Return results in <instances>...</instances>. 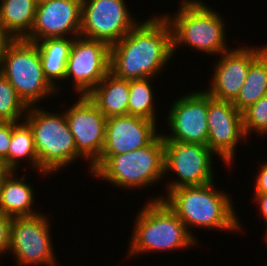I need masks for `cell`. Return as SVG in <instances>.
<instances>
[{
	"label": "cell",
	"instance_id": "1",
	"mask_svg": "<svg viewBox=\"0 0 267 266\" xmlns=\"http://www.w3.org/2000/svg\"><path fill=\"white\" fill-rule=\"evenodd\" d=\"M173 56L171 27L157 14L110 46V73L125 80L154 78Z\"/></svg>",
	"mask_w": 267,
	"mask_h": 266
},
{
	"label": "cell",
	"instance_id": "2",
	"mask_svg": "<svg viewBox=\"0 0 267 266\" xmlns=\"http://www.w3.org/2000/svg\"><path fill=\"white\" fill-rule=\"evenodd\" d=\"M214 184L213 181L200 186L179 187L166 193V196L159 195L148 200H163L190 234L193 227L241 232L242 221H239L229 193L217 190Z\"/></svg>",
	"mask_w": 267,
	"mask_h": 266
},
{
	"label": "cell",
	"instance_id": "3",
	"mask_svg": "<svg viewBox=\"0 0 267 266\" xmlns=\"http://www.w3.org/2000/svg\"><path fill=\"white\" fill-rule=\"evenodd\" d=\"M134 223L127 257L194 247L197 237L163 200H147ZM196 238V239H195Z\"/></svg>",
	"mask_w": 267,
	"mask_h": 266
},
{
	"label": "cell",
	"instance_id": "4",
	"mask_svg": "<svg viewBox=\"0 0 267 266\" xmlns=\"http://www.w3.org/2000/svg\"><path fill=\"white\" fill-rule=\"evenodd\" d=\"M180 1L175 14H163L172 30L173 55L182 46L218 56L231 49L226 41V21L216 9L202 0Z\"/></svg>",
	"mask_w": 267,
	"mask_h": 266
},
{
	"label": "cell",
	"instance_id": "5",
	"mask_svg": "<svg viewBox=\"0 0 267 266\" xmlns=\"http://www.w3.org/2000/svg\"><path fill=\"white\" fill-rule=\"evenodd\" d=\"M91 176L126 190L145 189L165 177L164 139L160 133L149 145L128 153L100 157Z\"/></svg>",
	"mask_w": 267,
	"mask_h": 266
},
{
	"label": "cell",
	"instance_id": "6",
	"mask_svg": "<svg viewBox=\"0 0 267 266\" xmlns=\"http://www.w3.org/2000/svg\"><path fill=\"white\" fill-rule=\"evenodd\" d=\"M38 107L29 106L24 121L33 132L38 172L51 176L81 157L77 154L64 111L53 113Z\"/></svg>",
	"mask_w": 267,
	"mask_h": 266
},
{
	"label": "cell",
	"instance_id": "7",
	"mask_svg": "<svg viewBox=\"0 0 267 266\" xmlns=\"http://www.w3.org/2000/svg\"><path fill=\"white\" fill-rule=\"evenodd\" d=\"M0 72L28 107L56 95L57 90L43 74L40 53L35 42L25 38L14 39L3 56Z\"/></svg>",
	"mask_w": 267,
	"mask_h": 266
},
{
	"label": "cell",
	"instance_id": "8",
	"mask_svg": "<svg viewBox=\"0 0 267 266\" xmlns=\"http://www.w3.org/2000/svg\"><path fill=\"white\" fill-rule=\"evenodd\" d=\"M48 216L13 217L10 254L18 266H56L57 258L51 239Z\"/></svg>",
	"mask_w": 267,
	"mask_h": 266
},
{
	"label": "cell",
	"instance_id": "9",
	"mask_svg": "<svg viewBox=\"0 0 267 266\" xmlns=\"http://www.w3.org/2000/svg\"><path fill=\"white\" fill-rule=\"evenodd\" d=\"M213 156L217 155L204 144L164 141V174L174 172L177 179H171L165 188L200 186L214 181Z\"/></svg>",
	"mask_w": 267,
	"mask_h": 266
},
{
	"label": "cell",
	"instance_id": "10",
	"mask_svg": "<svg viewBox=\"0 0 267 266\" xmlns=\"http://www.w3.org/2000/svg\"><path fill=\"white\" fill-rule=\"evenodd\" d=\"M128 9L126 0H82L80 36L114 45L140 22Z\"/></svg>",
	"mask_w": 267,
	"mask_h": 266
},
{
	"label": "cell",
	"instance_id": "11",
	"mask_svg": "<svg viewBox=\"0 0 267 266\" xmlns=\"http://www.w3.org/2000/svg\"><path fill=\"white\" fill-rule=\"evenodd\" d=\"M110 72V46L105 42L77 36L73 39L65 79L73 91L88 95Z\"/></svg>",
	"mask_w": 267,
	"mask_h": 266
},
{
	"label": "cell",
	"instance_id": "12",
	"mask_svg": "<svg viewBox=\"0 0 267 266\" xmlns=\"http://www.w3.org/2000/svg\"><path fill=\"white\" fill-rule=\"evenodd\" d=\"M64 111L73 135L77 154L89 163L88 172L99 160L104 148L107 118L88 95H80L77 101Z\"/></svg>",
	"mask_w": 267,
	"mask_h": 266
},
{
	"label": "cell",
	"instance_id": "13",
	"mask_svg": "<svg viewBox=\"0 0 267 266\" xmlns=\"http://www.w3.org/2000/svg\"><path fill=\"white\" fill-rule=\"evenodd\" d=\"M208 93L205 90L188 92L177 98L168 114L170 134L161 133L164 141L207 145Z\"/></svg>",
	"mask_w": 267,
	"mask_h": 266
},
{
	"label": "cell",
	"instance_id": "14",
	"mask_svg": "<svg viewBox=\"0 0 267 266\" xmlns=\"http://www.w3.org/2000/svg\"><path fill=\"white\" fill-rule=\"evenodd\" d=\"M207 127L208 147L225 166H231L238 142L248 139L243 129L242 112L233 102L217 100L208 94Z\"/></svg>",
	"mask_w": 267,
	"mask_h": 266
},
{
	"label": "cell",
	"instance_id": "15",
	"mask_svg": "<svg viewBox=\"0 0 267 266\" xmlns=\"http://www.w3.org/2000/svg\"><path fill=\"white\" fill-rule=\"evenodd\" d=\"M267 48L236 46L219 56L212 67L210 87L205 91L214 99L234 102L246 80L251 63ZM212 82V83H211Z\"/></svg>",
	"mask_w": 267,
	"mask_h": 266
},
{
	"label": "cell",
	"instance_id": "16",
	"mask_svg": "<svg viewBox=\"0 0 267 266\" xmlns=\"http://www.w3.org/2000/svg\"><path fill=\"white\" fill-rule=\"evenodd\" d=\"M81 14L82 0H39L32 30L25 39L76 38L80 36Z\"/></svg>",
	"mask_w": 267,
	"mask_h": 266
},
{
	"label": "cell",
	"instance_id": "17",
	"mask_svg": "<svg viewBox=\"0 0 267 266\" xmlns=\"http://www.w3.org/2000/svg\"><path fill=\"white\" fill-rule=\"evenodd\" d=\"M155 121L136 115L107 118L104 148L100 157H111L141 149L159 134Z\"/></svg>",
	"mask_w": 267,
	"mask_h": 266
},
{
	"label": "cell",
	"instance_id": "18",
	"mask_svg": "<svg viewBox=\"0 0 267 266\" xmlns=\"http://www.w3.org/2000/svg\"><path fill=\"white\" fill-rule=\"evenodd\" d=\"M15 172L10 171L2 182L0 212L10 217H30L40 214L33 208L35 193L31 184L26 182V175L23 174L19 178Z\"/></svg>",
	"mask_w": 267,
	"mask_h": 266
},
{
	"label": "cell",
	"instance_id": "19",
	"mask_svg": "<svg viewBox=\"0 0 267 266\" xmlns=\"http://www.w3.org/2000/svg\"><path fill=\"white\" fill-rule=\"evenodd\" d=\"M102 114L108 118L128 114L129 80L108 73L88 94Z\"/></svg>",
	"mask_w": 267,
	"mask_h": 266
},
{
	"label": "cell",
	"instance_id": "20",
	"mask_svg": "<svg viewBox=\"0 0 267 266\" xmlns=\"http://www.w3.org/2000/svg\"><path fill=\"white\" fill-rule=\"evenodd\" d=\"M74 38H47L35 42L42 62L43 74L57 90L61 89L58 81H65L67 61ZM59 85V86H58Z\"/></svg>",
	"mask_w": 267,
	"mask_h": 266
},
{
	"label": "cell",
	"instance_id": "21",
	"mask_svg": "<svg viewBox=\"0 0 267 266\" xmlns=\"http://www.w3.org/2000/svg\"><path fill=\"white\" fill-rule=\"evenodd\" d=\"M39 0H1L0 24L14 38H26L33 27Z\"/></svg>",
	"mask_w": 267,
	"mask_h": 266
},
{
	"label": "cell",
	"instance_id": "22",
	"mask_svg": "<svg viewBox=\"0 0 267 266\" xmlns=\"http://www.w3.org/2000/svg\"><path fill=\"white\" fill-rule=\"evenodd\" d=\"M267 95V48L251 63L246 80L233 105L240 112Z\"/></svg>",
	"mask_w": 267,
	"mask_h": 266
},
{
	"label": "cell",
	"instance_id": "23",
	"mask_svg": "<svg viewBox=\"0 0 267 266\" xmlns=\"http://www.w3.org/2000/svg\"><path fill=\"white\" fill-rule=\"evenodd\" d=\"M33 167L38 173V157L34 144L33 132L25 122H19L12 132V139L8 152V169L17 171L22 161Z\"/></svg>",
	"mask_w": 267,
	"mask_h": 266
},
{
	"label": "cell",
	"instance_id": "24",
	"mask_svg": "<svg viewBox=\"0 0 267 266\" xmlns=\"http://www.w3.org/2000/svg\"><path fill=\"white\" fill-rule=\"evenodd\" d=\"M151 80L153 78L129 80L128 115L141 116L157 123L156 99Z\"/></svg>",
	"mask_w": 267,
	"mask_h": 266
},
{
	"label": "cell",
	"instance_id": "25",
	"mask_svg": "<svg viewBox=\"0 0 267 266\" xmlns=\"http://www.w3.org/2000/svg\"><path fill=\"white\" fill-rule=\"evenodd\" d=\"M27 110L28 106L18 96L8 79L0 72V121L22 122Z\"/></svg>",
	"mask_w": 267,
	"mask_h": 266
},
{
	"label": "cell",
	"instance_id": "26",
	"mask_svg": "<svg viewBox=\"0 0 267 266\" xmlns=\"http://www.w3.org/2000/svg\"><path fill=\"white\" fill-rule=\"evenodd\" d=\"M242 121L246 137L252 132L267 135V95L242 111Z\"/></svg>",
	"mask_w": 267,
	"mask_h": 266
},
{
	"label": "cell",
	"instance_id": "27",
	"mask_svg": "<svg viewBox=\"0 0 267 266\" xmlns=\"http://www.w3.org/2000/svg\"><path fill=\"white\" fill-rule=\"evenodd\" d=\"M19 122H2L0 121V163L8 168V152L12 139L13 128Z\"/></svg>",
	"mask_w": 267,
	"mask_h": 266
},
{
	"label": "cell",
	"instance_id": "28",
	"mask_svg": "<svg viewBox=\"0 0 267 266\" xmlns=\"http://www.w3.org/2000/svg\"><path fill=\"white\" fill-rule=\"evenodd\" d=\"M13 217L0 212V255L10 251L11 222Z\"/></svg>",
	"mask_w": 267,
	"mask_h": 266
},
{
	"label": "cell",
	"instance_id": "29",
	"mask_svg": "<svg viewBox=\"0 0 267 266\" xmlns=\"http://www.w3.org/2000/svg\"><path fill=\"white\" fill-rule=\"evenodd\" d=\"M254 185V194H267V161L260 165Z\"/></svg>",
	"mask_w": 267,
	"mask_h": 266
},
{
	"label": "cell",
	"instance_id": "30",
	"mask_svg": "<svg viewBox=\"0 0 267 266\" xmlns=\"http://www.w3.org/2000/svg\"><path fill=\"white\" fill-rule=\"evenodd\" d=\"M13 40L14 38L0 24V66L7 47Z\"/></svg>",
	"mask_w": 267,
	"mask_h": 266
},
{
	"label": "cell",
	"instance_id": "31",
	"mask_svg": "<svg viewBox=\"0 0 267 266\" xmlns=\"http://www.w3.org/2000/svg\"><path fill=\"white\" fill-rule=\"evenodd\" d=\"M256 204H258L259 206V210H260V215L263 216V220L265 221V223H267V194H254L253 195ZM267 229V228H266ZM265 237L267 236V230L265 232Z\"/></svg>",
	"mask_w": 267,
	"mask_h": 266
},
{
	"label": "cell",
	"instance_id": "32",
	"mask_svg": "<svg viewBox=\"0 0 267 266\" xmlns=\"http://www.w3.org/2000/svg\"><path fill=\"white\" fill-rule=\"evenodd\" d=\"M9 172L10 170L6 168L2 163H0V190L2 182Z\"/></svg>",
	"mask_w": 267,
	"mask_h": 266
},
{
	"label": "cell",
	"instance_id": "33",
	"mask_svg": "<svg viewBox=\"0 0 267 266\" xmlns=\"http://www.w3.org/2000/svg\"><path fill=\"white\" fill-rule=\"evenodd\" d=\"M263 239L265 240V242H267V236H266V237H264ZM266 245H267V243H266Z\"/></svg>",
	"mask_w": 267,
	"mask_h": 266
}]
</instances>
